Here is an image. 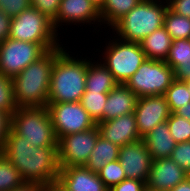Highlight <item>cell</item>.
I'll return each instance as SVG.
<instances>
[{
    "mask_svg": "<svg viewBox=\"0 0 190 191\" xmlns=\"http://www.w3.org/2000/svg\"><path fill=\"white\" fill-rule=\"evenodd\" d=\"M186 82V84H187V88H188V91H189V93H190V80H187V81H185Z\"/></svg>",
    "mask_w": 190,
    "mask_h": 191,
    "instance_id": "obj_45",
    "label": "cell"
},
{
    "mask_svg": "<svg viewBox=\"0 0 190 191\" xmlns=\"http://www.w3.org/2000/svg\"><path fill=\"white\" fill-rule=\"evenodd\" d=\"M119 149L118 145L99 136L85 167L97 173L107 163L118 159Z\"/></svg>",
    "mask_w": 190,
    "mask_h": 191,
    "instance_id": "obj_22",
    "label": "cell"
},
{
    "mask_svg": "<svg viewBox=\"0 0 190 191\" xmlns=\"http://www.w3.org/2000/svg\"><path fill=\"white\" fill-rule=\"evenodd\" d=\"M9 38L37 44H62L52 21L33 7L11 18Z\"/></svg>",
    "mask_w": 190,
    "mask_h": 191,
    "instance_id": "obj_7",
    "label": "cell"
},
{
    "mask_svg": "<svg viewBox=\"0 0 190 191\" xmlns=\"http://www.w3.org/2000/svg\"><path fill=\"white\" fill-rule=\"evenodd\" d=\"M2 154L17 168L24 182L46 185L58 179V147H34L10 129Z\"/></svg>",
    "mask_w": 190,
    "mask_h": 191,
    "instance_id": "obj_1",
    "label": "cell"
},
{
    "mask_svg": "<svg viewBox=\"0 0 190 191\" xmlns=\"http://www.w3.org/2000/svg\"><path fill=\"white\" fill-rule=\"evenodd\" d=\"M118 160L126 178L147 183L153 159L143 139L121 146Z\"/></svg>",
    "mask_w": 190,
    "mask_h": 191,
    "instance_id": "obj_13",
    "label": "cell"
},
{
    "mask_svg": "<svg viewBox=\"0 0 190 191\" xmlns=\"http://www.w3.org/2000/svg\"><path fill=\"white\" fill-rule=\"evenodd\" d=\"M164 27L173 40L190 39V18L176 14L169 7L165 14Z\"/></svg>",
    "mask_w": 190,
    "mask_h": 191,
    "instance_id": "obj_24",
    "label": "cell"
},
{
    "mask_svg": "<svg viewBox=\"0 0 190 191\" xmlns=\"http://www.w3.org/2000/svg\"><path fill=\"white\" fill-rule=\"evenodd\" d=\"M174 80V70L165 61L147 58L125 85L138 97L164 95Z\"/></svg>",
    "mask_w": 190,
    "mask_h": 191,
    "instance_id": "obj_8",
    "label": "cell"
},
{
    "mask_svg": "<svg viewBox=\"0 0 190 191\" xmlns=\"http://www.w3.org/2000/svg\"><path fill=\"white\" fill-rule=\"evenodd\" d=\"M138 98L125 84H118L108 93L103 118L99 122L134 113Z\"/></svg>",
    "mask_w": 190,
    "mask_h": 191,
    "instance_id": "obj_18",
    "label": "cell"
},
{
    "mask_svg": "<svg viewBox=\"0 0 190 191\" xmlns=\"http://www.w3.org/2000/svg\"><path fill=\"white\" fill-rule=\"evenodd\" d=\"M189 175L170 157L153 160L147 187L156 191H170Z\"/></svg>",
    "mask_w": 190,
    "mask_h": 191,
    "instance_id": "obj_16",
    "label": "cell"
},
{
    "mask_svg": "<svg viewBox=\"0 0 190 191\" xmlns=\"http://www.w3.org/2000/svg\"><path fill=\"white\" fill-rule=\"evenodd\" d=\"M97 174L108 189L126 179L125 171L118 159L107 163Z\"/></svg>",
    "mask_w": 190,
    "mask_h": 191,
    "instance_id": "obj_29",
    "label": "cell"
},
{
    "mask_svg": "<svg viewBox=\"0 0 190 191\" xmlns=\"http://www.w3.org/2000/svg\"><path fill=\"white\" fill-rule=\"evenodd\" d=\"M17 108L12 79L0 73V110L12 115Z\"/></svg>",
    "mask_w": 190,
    "mask_h": 191,
    "instance_id": "obj_31",
    "label": "cell"
},
{
    "mask_svg": "<svg viewBox=\"0 0 190 191\" xmlns=\"http://www.w3.org/2000/svg\"><path fill=\"white\" fill-rule=\"evenodd\" d=\"M174 74L175 79L178 81L190 80V65H181Z\"/></svg>",
    "mask_w": 190,
    "mask_h": 191,
    "instance_id": "obj_39",
    "label": "cell"
},
{
    "mask_svg": "<svg viewBox=\"0 0 190 191\" xmlns=\"http://www.w3.org/2000/svg\"><path fill=\"white\" fill-rule=\"evenodd\" d=\"M11 17L0 10V43L6 41L10 35Z\"/></svg>",
    "mask_w": 190,
    "mask_h": 191,
    "instance_id": "obj_38",
    "label": "cell"
},
{
    "mask_svg": "<svg viewBox=\"0 0 190 191\" xmlns=\"http://www.w3.org/2000/svg\"><path fill=\"white\" fill-rule=\"evenodd\" d=\"M174 113L190 121V103L180 107Z\"/></svg>",
    "mask_w": 190,
    "mask_h": 191,
    "instance_id": "obj_42",
    "label": "cell"
},
{
    "mask_svg": "<svg viewBox=\"0 0 190 191\" xmlns=\"http://www.w3.org/2000/svg\"><path fill=\"white\" fill-rule=\"evenodd\" d=\"M10 129L11 115L3 110H0V153H2Z\"/></svg>",
    "mask_w": 190,
    "mask_h": 191,
    "instance_id": "obj_36",
    "label": "cell"
},
{
    "mask_svg": "<svg viewBox=\"0 0 190 191\" xmlns=\"http://www.w3.org/2000/svg\"><path fill=\"white\" fill-rule=\"evenodd\" d=\"M54 30L61 35L67 26L80 25L87 28V25L94 28L93 32L98 35L102 25L100 9L91 0H61L56 19L52 22ZM92 24V25H91ZM65 25L66 28L61 31ZM99 27V29H98ZM98 30V31H97ZM61 31V32H60ZM98 33H97V32Z\"/></svg>",
    "mask_w": 190,
    "mask_h": 191,
    "instance_id": "obj_11",
    "label": "cell"
},
{
    "mask_svg": "<svg viewBox=\"0 0 190 191\" xmlns=\"http://www.w3.org/2000/svg\"><path fill=\"white\" fill-rule=\"evenodd\" d=\"M61 0H31V7L37 9L52 22L56 19Z\"/></svg>",
    "mask_w": 190,
    "mask_h": 191,
    "instance_id": "obj_33",
    "label": "cell"
},
{
    "mask_svg": "<svg viewBox=\"0 0 190 191\" xmlns=\"http://www.w3.org/2000/svg\"><path fill=\"white\" fill-rule=\"evenodd\" d=\"M70 48H65L53 63L48 103L80 102L86 90L87 55L79 56L78 51L76 55Z\"/></svg>",
    "mask_w": 190,
    "mask_h": 191,
    "instance_id": "obj_3",
    "label": "cell"
},
{
    "mask_svg": "<svg viewBox=\"0 0 190 191\" xmlns=\"http://www.w3.org/2000/svg\"><path fill=\"white\" fill-rule=\"evenodd\" d=\"M108 32L109 41L105 38L107 43L103 41L105 45H102V50L93 49L102 54L101 56L97 54L98 59L111 72L115 81L118 84H125L147 58L140 43L123 41Z\"/></svg>",
    "mask_w": 190,
    "mask_h": 191,
    "instance_id": "obj_5",
    "label": "cell"
},
{
    "mask_svg": "<svg viewBox=\"0 0 190 191\" xmlns=\"http://www.w3.org/2000/svg\"><path fill=\"white\" fill-rule=\"evenodd\" d=\"M170 158L190 176V141L177 143Z\"/></svg>",
    "mask_w": 190,
    "mask_h": 191,
    "instance_id": "obj_32",
    "label": "cell"
},
{
    "mask_svg": "<svg viewBox=\"0 0 190 191\" xmlns=\"http://www.w3.org/2000/svg\"><path fill=\"white\" fill-rule=\"evenodd\" d=\"M146 186L144 181L126 178L119 184L112 186L109 191H143Z\"/></svg>",
    "mask_w": 190,
    "mask_h": 191,
    "instance_id": "obj_35",
    "label": "cell"
},
{
    "mask_svg": "<svg viewBox=\"0 0 190 191\" xmlns=\"http://www.w3.org/2000/svg\"><path fill=\"white\" fill-rule=\"evenodd\" d=\"M100 136L119 147L142 139L134 113L97 123Z\"/></svg>",
    "mask_w": 190,
    "mask_h": 191,
    "instance_id": "obj_15",
    "label": "cell"
},
{
    "mask_svg": "<svg viewBox=\"0 0 190 191\" xmlns=\"http://www.w3.org/2000/svg\"><path fill=\"white\" fill-rule=\"evenodd\" d=\"M165 62L174 72L181 65H190V39L173 40Z\"/></svg>",
    "mask_w": 190,
    "mask_h": 191,
    "instance_id": "obj_28",
    "label": "cell"
},
{
    "mask_svg": "<svg viewBox=\"0 0 190 191\" xmlns=\"http://www.w3.org/2000/svg\"><path fill=\"white\" fill-rule=\"evenodd\" d=\"M23 183L17 168L0 153V191H11Z\"/></svg>",
    "mask_w": 190,
    "mask_h": 191,
    "instance_id": "obj_25",
    "label": "cell"
},
{
    "mask_svg": "<svg viewBox=\"0 0 190 191\" xmlns=\"http://www.w3.org/2000/svg\"><path fill=\"white\" fill-rule=\"evenodd\" d=\"M170 134L176 143L190 141V121L186 118L171 113L166 121Z\"/></svg>",
    "mask_w": 190,
    "mask_h": 191,
    "instance_id": "obj_30",
    "label": "cell"
},
{
    "mask_svg": "<svg viewBox=\"0 0 190 191\" xmlns=\"http://www.w3.org/2000/svg\"><path fill=\"white\" fill-rule=\"evenodd\" d=\"M168 7L176 14L190 18V0H167Z\"/></svg>",
    "mask_w": 190,
    "mask_h": 191,
    "instance_id": "obj_37",
    "label": "cell"
},
{
    "mask_svg": "<svg viewBox=\"0 0 190 191\" xmlns=\"http://www.w3.org/2000/svg\"><path fill=\"white\" fill-rule=\"evenodd\" d=\"M141 0H106L100 8L101 22L106 31L111 28L127 13H129Z\"/></svg>",
    "mask_w": 190,
    "mask_h": 191,
    "instance_id": "obj_23",
    "label": "cell"
},
{
    "mask_svg": "<svg viewBox=\"0 0 190 191\" xmlns=\"http://www.w3.org/2000/svg\"><path fill=\"white\" fill-rule=\"evenodd\" d=\"M44 185L39 183L24 182L21 186L12 189L11 191H43Z\"/></svg>",
    "mask_w": 190,
    "mask_h": 191,
    "instance_id": "obj_40",
    "label": "cell"
},
{
    "mask_svg": "<svg viewBox=\"0 0 190 191\" xmlns=\"http://www.w3.org/2000/svg\"><path fill=\"white\" fill-rule=\"evenodd\" d=\"M43 191H66V190L62 187V185L58 181H56L44 185Z\"/></svg>",
    "mask_w": 190,
    "mask_h": 191,
    "instance_id": "obj_43",
    "label": "cell"
},
{
    "mask_svg": "<svg viewBox=\"0 0 190 191\" xmlns=\"http://www.w3.org/2000/svg\"><path fill=\"white\" fill-rule=\"evenodd\" d=\"M47 109L58 140L62 136L84 132L97 125L81 102L48 103Z\"/></svg>",
    "mask_w": 190,
    "mask_h": 191,
    "instance_id": "obj_10",
    "label": "cell"
},
{
    "mask_svg": "<svg viewBox=\"0 0 190 191\" xmlns=\"http://www.w3.org/2000/svg\"><path fill=\"white\" fill-rule=\"evenodd\" d=\"M57 181L66 191H109L98 174L85 166L60 167Z\"/></svg>",
    "mask_w": 190,
    "mask_h": 191,
    "instance_id": "obj_17",
    "label": "cell"
},
{
    "mask_svg": "<svg viewBox=\"0 0 190 191\" xmlns=\"http://www.w3.org/2000/svg\"><path fill=\"white\" fill-rule=\"evenodd\" d=\"M91 1L95 3L97 7L100 9L106 0H91Z\"/></svg>",
    "mask_w": 190,
    "mask_h": 191,
    "instance_id": "obj_44",
    "label": "cell"
},
{
    "mask_svg": "<svg viewBox=\"0 0 190 191\" xmlns=\"http://www.w3.org/2000/svg\"><path fill=\"white\" fill-rule=\"evenodd\" d=\"M173 39L167 33L164 26L155 30L150 35L146 36L141 42L142 51L146 58L153 60L167 59L169 50L172 46Z\"/></svg>",
    "mask_w": 190,
    "mask_h": 191,
    "instance_id": "obj_21",
    "label": "cell"
},
{
    "mask_svg": "<svg viewBox=\"0 0 190 191\" xmlns=\"http://www.w3.org/2000/svg\"><path fill=\"white\" fill-rule=\"evenodd\" d=\"M143 191H156V190L149 189V188L146 186V188H145Z\"/></svg>",
    "mask_w": 190,
    "mask_h": 191,
    "instance_id": "obj_46",
    "label": "cell"
},
{
    "mask_svg": "<svg viewBox=\"0 0 190 191\" xmlns=\"http://www.w3.org/2000/svg\"><path fill=\"white\" fill-rule=\"evenodd\" d=\"M62 44H37L8 38L0 43V73L11 79L48 50Z\"/></svg>",
    "mask_w": 190,
    "mask_h": 191,
    "instance_id": "obj_9",
    "label": "cell"
},
{
    "mask_svg": "<svg viewBox=\"0 0 190 191\" xmlns=\"http://www.w3.org/2000/svg\"><path fill=\"white\" fill-rule=\"evenodd\" d=\"M164 97L168 103L170 113L190 103V93L185 81L174 80L165 91Z\"/></svg>",
    "mask_w": 190,
    "mask_h": 191,
    "instance_id": "obj_26",
    "label": "cell"
},
{
    "mask_svg": "<svg viewBox=\"0 0 190 191\" xmlns=\"http://www.w3.org/2000/svg\"><path fill=\"white\" fill-rule=\"evenodd\" d=\"M11 129L34 147H58L47 106L17 108L11 115Z\"/></svg>",
    "mask_w": 190,
    "mask_h": 191,
    "instance_id": "obj_6",
    "label": "cell"
},
{
    "mask_svg": "<svg viewBox=\"0 0 190 191\" xmlns=\"http://www.w3.org/2000/svg\"><path fill=\"white\" fill-rule=\"evenodd\" d=\"M109 92H88L85 90L81 98L83 108L97 124L103 118L104 105Z\"/></svg>",
    "mask_w": 190,
    "mask_h": 191,
    "instance_id": "obj_27",
    "label": "cell"
},
{
    "mask_svg": "<svg viewBox=\"0 0 190 191\" xmlns=\"http://www.w3.org/2000/svg\"><path fill=\"white\" fill-rule=\"evenodd\" d=\"M142 139L153 160L169 158L177 144L170 134L167 122L155 126Z\"/></svg>",
    "mask_w": 190,
    "mask_h": 191,
    "instance_id": "obj_19",
    "label": "cell"
},
{
    "mask_svg": "<svg viewBox=\"0 0 190 191\" xmlns=\"http://www.w3.org/2000/svg\"><path fill=\"white\" fill-rule=\"evenodd\" d=\"M67 46L48 50L38 60L29 64L12 78L15 102L20 107H42L48 105L49 84L56 57Z\"/></svg>",
    "mask_w": 190,
    "mask_h": 191,
    "instance_id": "obj_2",
    "label": "cell"
},
{
    "mask_svg": "<svg viewBox=\"0 0 190 191\" xmlns=\"http://www.w3.org/2000/svg\"><path fill=\"white\" fill-rule=\"evenodd\" d=\"M93 57H87L86 90L88 92H110L118 83L102 62L96 59L97 57Z\"/></svg>",
    "mask_w": 190,
    "mask_h": 191,
    "instance_id": "obj_20",
    "label": "cell"
},
{
    "mask_svg": "<svg viewBox=\"0 0 190 191\" xmlns=\"http://www.w3.org/2000/svg\"><path fill=\"white\" fill-rule=\"evenodd\" d=\"M167 9V0H141L111 28V33L123 41L140 43L164 26Z\"/></svg>",
    "mask_w": 190,
    "mask_h": 191,
    "instance_id": "obj_4",
    "label": "cell"
},
{
    "mask_svg": "<svg viewBox=\"0 0 190 191\" xmlns=\"http://www.w3.org/2000/svg\"><path fill=\"white\" fill-rule=\"evenodd\" d=\"M170 191H190V176H188L183 182L177 184Z\"/></svg>",
    "mask_w": 190,
    "mask_h": 191,
    "instance_id": "obj_41",
    "label": "cell"
},
{
    "mask_svg": "<svg viewBox=\"0 0 190 191\" xmlns=\"http://www.w3.org/2000/svg\"><path fill=\"white\" fill-rule=\"evenodd\" d=\"M31 7V0H0V10L11 18Z\"/></svg>",
    "mask_w": 190,
    "mask_h": 191,
    "instance_id": "obj_34",
    "label": "cell"
},
{
    "mask_svg": "<svg viewBox=\"0 0 190 191\" xmlns=\"http://www.w3.org/2000/svg\"><path fill=\"white\" fill-rule=\"evenodd\" d=\"M170 114L164 95L139 97L134 115L140 137L143 138L155 126L166 122Z\"/></svg>",
    "mask_w": 190,
    "mask_h": 191,
    "instance_id": "obj_14",
    "label": "cell"
},
{
    "mask_svg": "<svg viewBox=\"0 0 190 191\" xmlns=\"http://www.w3.org/2000/svg\"><path fill=\"white\" fill-rule=\"evenodd\" d=\"M99 136L97 125L84 132L62 136L58 140L59 166H85Z\"/></svg>",
    "mask_w": 190,
    "mask_h": 191,
    "instance_id": "obj_12",
    "label": "cell"
}]
</instances>
